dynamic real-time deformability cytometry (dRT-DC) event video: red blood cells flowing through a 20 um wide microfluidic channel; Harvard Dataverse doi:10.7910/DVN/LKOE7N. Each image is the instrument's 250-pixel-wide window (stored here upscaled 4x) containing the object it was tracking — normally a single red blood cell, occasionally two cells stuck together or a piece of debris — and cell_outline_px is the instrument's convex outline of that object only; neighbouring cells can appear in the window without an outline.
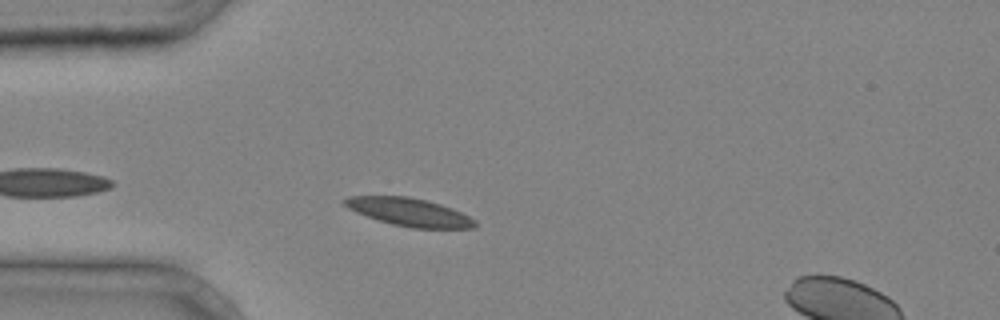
{"species": "common noctule bat (a hibernating species)", "species_latin": "Nyctalus noctula", "temperature_condition": "cold", "stored_images_in_passage": 33, "camera_frame_rate_fps": 3000, "um_per_image_px": 0.085, "animal": {"sex": "male", "body_mass_g": 20.4}, "frame": {"image": 1, "passage_image": 3, "time_ms": 0.667, "image_size_px": [1000, 320], "cell_outline_px": [[476, 228], [412, 228], [392, 224], [356, 212], [348, 208], [340, 200], [348, 196], [408, 196], [440, 204], [452, 208], [476, 220]], "centroid_in_image_um": [34.78, 18.02], "position_along_channel_um": 50.2, "area_um2": 21.1}}
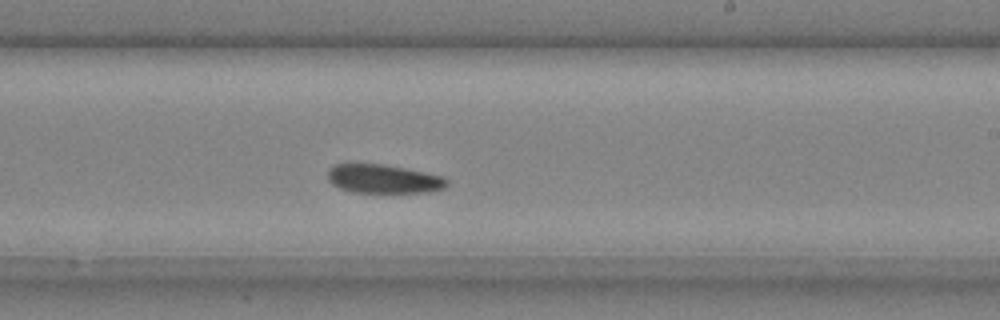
{"frame": {"image": 2, "passage_image": 17, "time_ms": 5.333, "image_size_px": [1000, 320], "cell_outline_px": [[448, 184], [444, 188], [428, 192], [352, 192], [340, 188], [332, 184], [328, 180], [328, 172], [336, 164], [384, 164], [444, 176], [448, 180]], "centroid_in_image_um": [32.62, 15.21], "position_along_channel_um": 256.4, "area_um2": 19.83}}
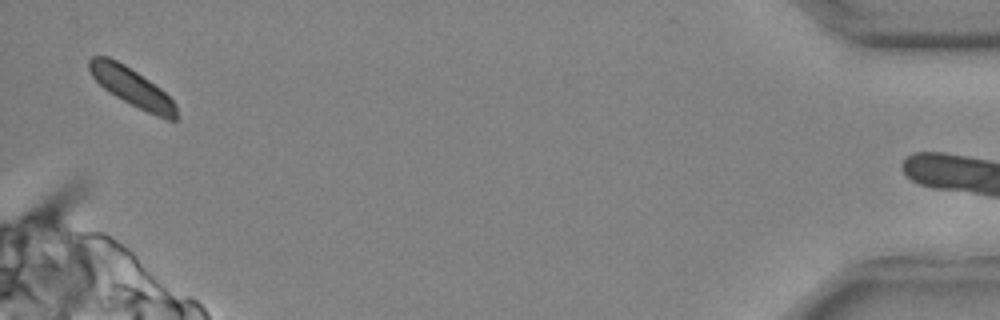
{"frame": {"image": 3, "passage_image": 32, "time_ms": 10.333, "image_size_px": [1000, 320], "cell_outline_px": [[176, 120], [168, 120], [156, 116], [116, 96], [104, 88], [92, 76], [88, 68], [88, 60], [92, 56], [108, 56], [124, 64], [160, 88], [176, 104]], "centroid_in_image_um": [11.19, 7.39], "position_along_channel_um": 424.0, "area_um2": 19.02}}